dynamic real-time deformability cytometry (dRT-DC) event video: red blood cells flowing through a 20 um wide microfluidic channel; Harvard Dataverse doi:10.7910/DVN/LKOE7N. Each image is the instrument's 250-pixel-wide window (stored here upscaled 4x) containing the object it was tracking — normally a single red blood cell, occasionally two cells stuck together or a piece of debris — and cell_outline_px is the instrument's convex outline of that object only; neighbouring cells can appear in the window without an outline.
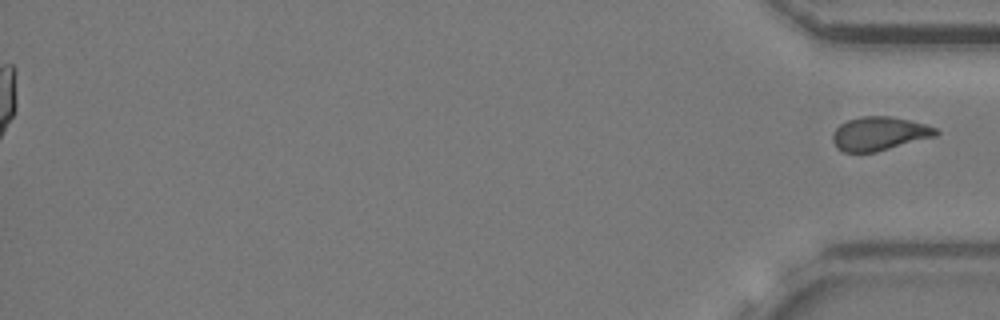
{"species": "common noctule bat (a hibernating species)", "species_latin": "Nyctalus noctula", "temperature_condition": "cold", "stored_images_in_passage": 52, "segment_of_instrument_passage": [2, 2], "camera_frame_rate_fps": 3000, "um_per_image_px": 0.085, "animal": {"sex": "female", "body_mass_g": 24.6, "forearm_length_mm": 56.2}, "frame": {"image": 1, "passage_image": 52, "time_ms": 17.0, "image_size_px": [1000, 320], "cell_outline_px": [[940, 132], [936, 136], [876, 152], [844, 152], [836, 148], [832, 140], [832, 132], [840, 124], [848, 120], [860, 116], [892, 116], [924, 124], [936, 128]], "centroid_in_image_um": [74.71, 11.36], "position_along_channel_um": 360.5, "area_um2": 20.35}}